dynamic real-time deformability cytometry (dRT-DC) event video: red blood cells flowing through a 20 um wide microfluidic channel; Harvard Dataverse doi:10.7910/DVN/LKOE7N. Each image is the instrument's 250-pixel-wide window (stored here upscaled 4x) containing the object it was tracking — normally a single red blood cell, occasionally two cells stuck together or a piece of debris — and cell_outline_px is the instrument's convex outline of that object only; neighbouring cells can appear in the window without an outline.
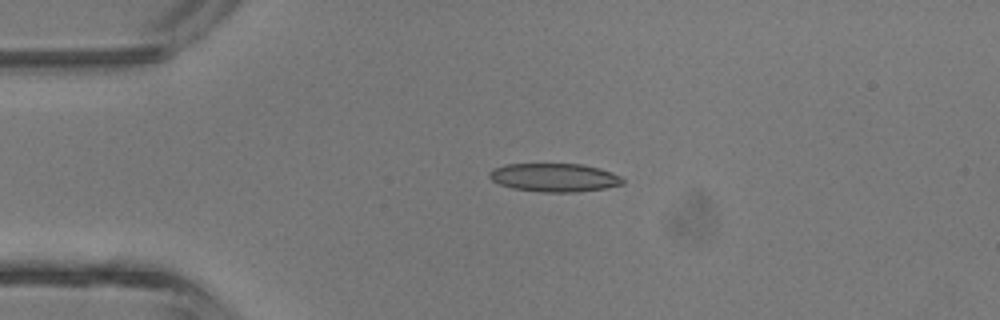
{"species": "common noctule bat (a hibernating species)", "species_latin": "Nyctalus noctula", "temperature_condition": "room temperature", "stored_images_in_passage": 4, "camera_frame_rate_fps": 3000, "um_per_image_px": 0.085, "animal": {"sex": "male", "body_mass_g": 13.3}, "frame": {"image": 1, "passage_image": 3, "time_ms": 2.333, "image_size_px": [1000, 320], "cell_outline_px": [[624, 184], [608, 188], [580, 192], [540, 192], [512, 188], [500, 184], [492, 180], [488, 176], [488, 172], [492, 168], [504, 164], [580, 164], [600, 168], [612, 172], [620, 176], [624, 180]], "centroid_in_image_um": [47.13, 15.09], "position_along_channel_um": 37.9, "area_um2": 22.37}}